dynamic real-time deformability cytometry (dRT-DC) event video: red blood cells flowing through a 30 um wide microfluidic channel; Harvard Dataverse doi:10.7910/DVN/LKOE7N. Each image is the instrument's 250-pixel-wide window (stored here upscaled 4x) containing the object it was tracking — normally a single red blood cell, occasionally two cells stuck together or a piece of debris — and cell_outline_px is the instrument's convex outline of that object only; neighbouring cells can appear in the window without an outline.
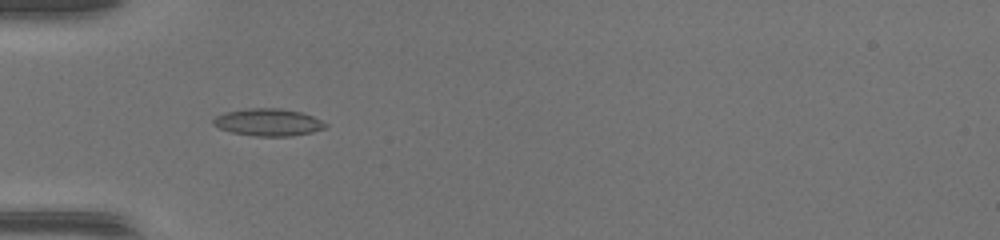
{"species": "common noctule bat (a hibernating species)", "species_latin": "Nyctalus noctula", "temperature_condition": "warm", "stored_images_in_passage": 34, "camera_frame_rate_fps": 3000, "um_per_image_px": 0.085, "animal": {"sex": "female", "body_mass_g": 17.0, "forearm_length_mm": 48.0}, "frame": {"image": 1, "passage_image": 2, "time_ms": 0.333, "image_size_px": [1000, 240], "cell_outline_px": [[328, 124], [324, 128], [312, 132], [292, 136], [256, 136], [232, 132], [220, 128], [212, 124], [212, 120], [216, 116], [224, 112], [248, 108], [280, 108], [300, 112], [312, 116]], "centroid_in_image_um": [22.78, 10.39], "position_along_channel_um": 62.2, "area_um2": 17.74}}
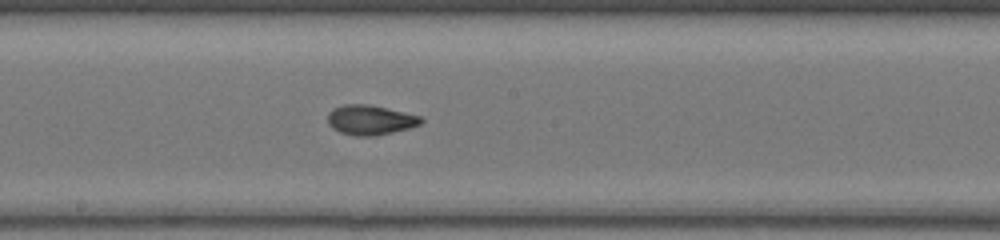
{"frame": {"image": 2, "passage_image": 13, "time_ms": 4.0, "image_size_px": [1000, 240], "cell_outline_px": [[424, 120], [420, 124], [408, 128], [376, 136], [356, 136], [340, 132], [332, 128], [328, 124], [328, 112], [332, 108], [344, 104], [368, 104], [404, 112], [420, 116]], "centroid_in_image_um": [31.44, 10.19], "position_along_channel_um": 216.8, "area_um2": 16.18}}
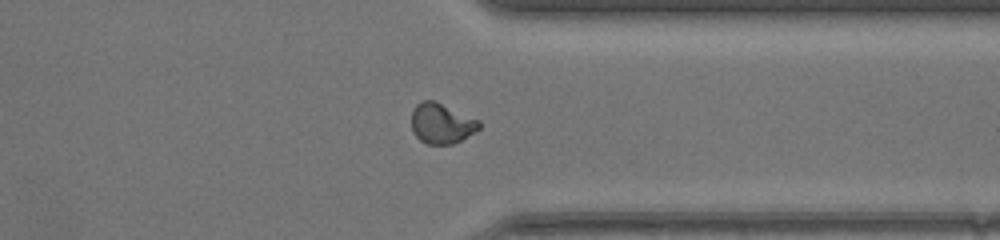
{"frame": {"image": 3, "passage_image": 24, "time_ms": 7.667, "image_size_px": [1000, 240], "cell_outline_px": [[480, 128], [460, 140], [452, 144], [428, 144], [420, 140], [412, 132], [412, 108], [416, 104], [424, 100], [436, 100], [480, 120]], "centroid_in_image_um": [37.51, 10.46], "position_along_channel_um": 373.9, "area_um2": 16.01}, "authors_computed_cell_mechanics": {"area_um2": 15.8372, "velocity_mm_per_s": 4.3254, "shape_relaxation_time_tau1_ms": 4.74, "shape_relaxation_time_tau2_ms": 1.0245, "deformation_change_tau1": 0.1969, "deformation_change_tau2": 0.0598}}